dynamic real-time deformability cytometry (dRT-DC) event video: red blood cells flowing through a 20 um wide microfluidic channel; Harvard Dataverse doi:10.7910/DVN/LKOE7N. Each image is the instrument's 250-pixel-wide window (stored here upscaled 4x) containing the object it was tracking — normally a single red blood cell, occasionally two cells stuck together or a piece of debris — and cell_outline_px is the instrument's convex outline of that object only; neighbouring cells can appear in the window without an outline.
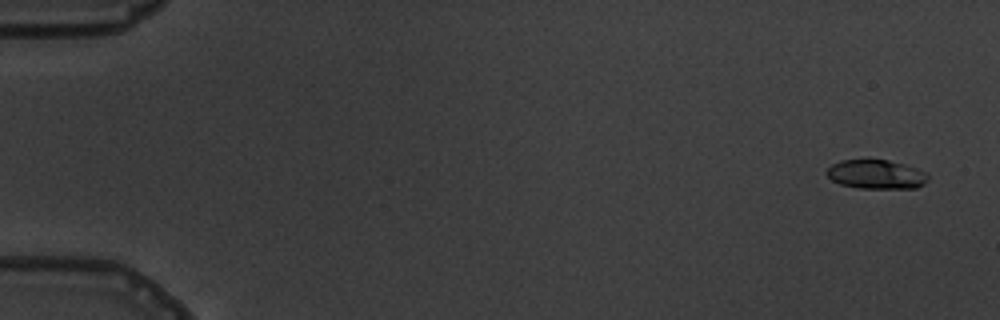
{"species": "common noctule bat (a hibernating species)", "species_latin": "Nyctalus noctula", "temperature_condition": "warm", "stored_images_in_passage": 7, "camera_frame_rate_fps": 3000, "um_per_image_px": 0.085, "animal": {"sex": "male", "body_mass_g": 19.5, "forearm_length_mm": 54.6}, "frame": {"image": 1, "passage_image": 1, "time_ms": 0.0, "image_size_px": [1000, 320], "cell_outline_px": [[928, 180], [924, 184], [916, 188], [860, 188], [840, 184], [832, 180], [824, 172], [832, 164], [840, 160], [888, 160], [916, 168], [928, 172]], "centroid_in_image_um": [74.48, 14.82], "position_along_channel_um": 10.5, "area_um2": 17.17}}